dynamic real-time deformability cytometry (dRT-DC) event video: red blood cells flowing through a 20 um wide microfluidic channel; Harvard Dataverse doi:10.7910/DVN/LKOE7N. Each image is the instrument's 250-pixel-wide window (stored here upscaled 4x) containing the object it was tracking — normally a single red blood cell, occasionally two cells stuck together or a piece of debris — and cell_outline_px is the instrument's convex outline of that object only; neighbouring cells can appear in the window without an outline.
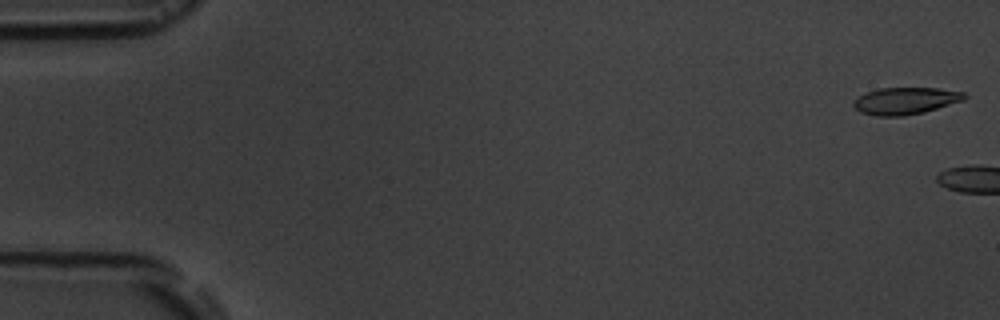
{"species": "common noctule bat (a hibernating species)", "species_latin": "Nyctalus noctula", "temperature_condition": "room temperature", "stored_images_in_passage": 2, "camera_frame_rate_fps": 3000, "um_per_image_px": 0.085, "animal": {"sex": "male", "body_mass_g": 19.5, "forearm_length_mm": 54.6}, "frame": {"image": 1, "passage_image": 1, "time_ms": 0.0, "image_size_px": [1000, 320], "cell_outline_px": [[968, 96], [964, 100], [924, 112], [904, 116], [876, 116], [860, 112], [852, 104], [852, 100], [868, 92], [880, 88], [936, 88], [964, 92]], "centroid_in_image_um": [76.96, 8.57], "position_along_channel_um": 8.0, "area_um2": 17.4}}